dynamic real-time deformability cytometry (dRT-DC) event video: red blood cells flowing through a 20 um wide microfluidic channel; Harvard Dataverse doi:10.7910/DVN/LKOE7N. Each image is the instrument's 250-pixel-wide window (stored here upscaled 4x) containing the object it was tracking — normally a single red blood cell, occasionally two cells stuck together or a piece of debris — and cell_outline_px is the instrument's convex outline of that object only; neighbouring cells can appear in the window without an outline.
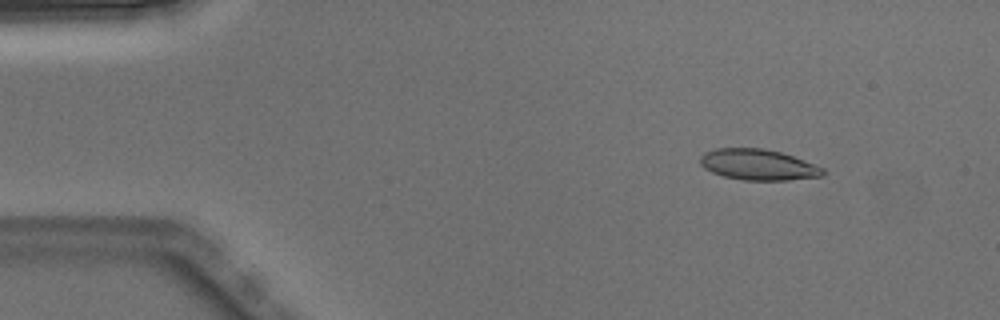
{"species": "Egyptian fruit bat (a non-hibernating species)", "species_latin": "Rousettus aegyptiacus", "temperature_condition": "warm", "stored_images_in_passage": 4, "camera_frame_rate_fps": 3000, "um_per_image_px": 0.085, "animal": {"sex": "male"}, "frame": {"image": 1, "passage_image": 1, "time_ms": 0.0, "image_size_px": [1000, 320], "cell_outline_px": [[824, 176], [788, 180], [740, 180], [724, 176], [712, 172], [704, 168], [700, 164], [700, 156], [704, 152], [716, 148], [764, 148], [780, 152], [792, 156], [824, 168]], "centroid_in_image_um": [64.42, 14.0], "position_along_channel_um": 20.6, "area_um2": 22.08}}
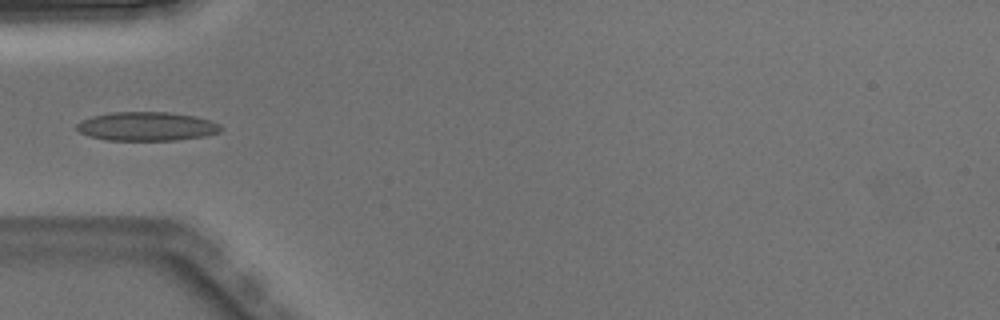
{"frame": {"image": 2, "passage_image": 4, "time_ms": 1.0, "image_size_px": [1000, 320], "cell_outline_px": [[224, 128], [220, 132], [204, 136], [176, 140], [108, 140], [88, 136], [80, 132], [76, 128], [76, 124], [80, 120], [92, 116], [112, 112], [168, 112], [196, 116], [220, 124]], "centroid_in_image_um": [12.47, 10.74], "position_along_channel_um": 72.5, "area_um2": 24.33}}